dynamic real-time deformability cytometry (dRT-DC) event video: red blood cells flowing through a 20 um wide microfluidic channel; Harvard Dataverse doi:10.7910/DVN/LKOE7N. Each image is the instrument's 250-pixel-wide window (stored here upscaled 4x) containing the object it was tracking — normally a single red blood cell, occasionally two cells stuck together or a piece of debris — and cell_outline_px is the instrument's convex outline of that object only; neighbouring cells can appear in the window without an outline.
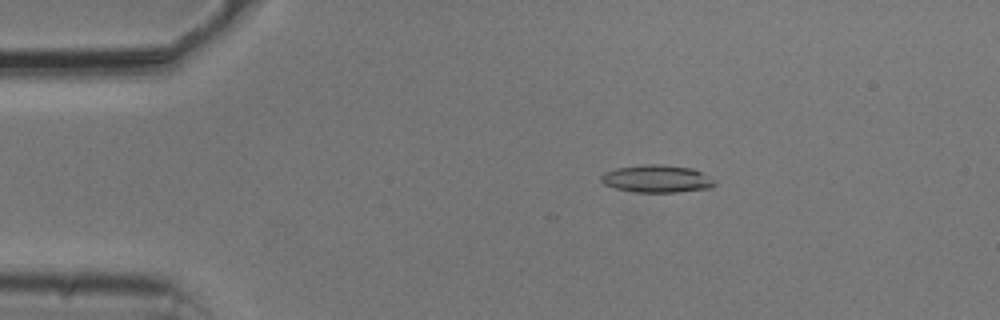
{"species": "common noctule bat (a hibernating species)", "species_latin": "Nyctalus noctula", "temperature_condition": "cold", "stored_images_in_passage": 26, "camera_frame_rate_fps": 3000, "um_per_image_px": 0.085, "animal": {"sex": "male", "body_mass_g": 20.5, "forearm_length_mm": 52.5}, "frame": {"image": 1, "passage_image": 10, "time_ms": 3.0, "image_size_px": [1000, 320], "cell_outline_px": [[716, 184], [712, 188], [676, 192], [636, 192], [616, 188], [604, 184], [600, 180], [600, 176], [604, 172], [616, 168], [640, 164], [660, 164], [692, 168], [716, 180]], "centroid_in_image_um": [55.83, 15.19], "position_along_channel_um": 29.2, "area_um2": 18.32}}
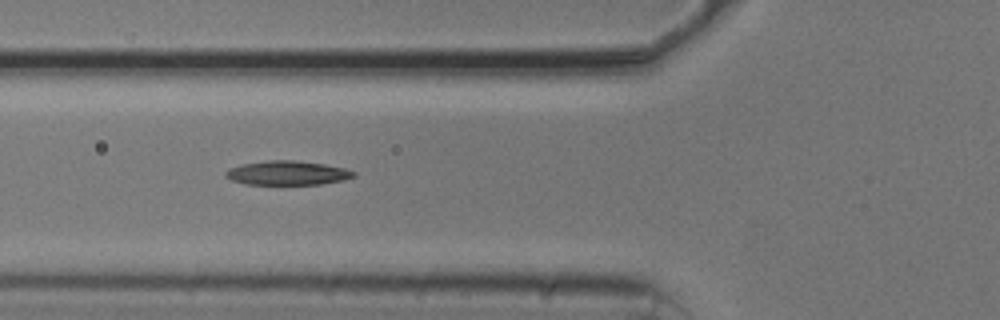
{"frame": {"image": 2, "passage_image": 20, "time_ms": 6.333, "image_size_px": [1000, 320], "cell_outline_px": [[356, 176], [344, 180], [320, 184], [244, 184], [232, 180], [224, 176], [224, 172], [228, 168], [240, 164], [268, 160], [292, 160], [324, 164], [344, 168], [356, 172]], "centroid_in_image_um": [24.39, 14.7], "position_along_channel_um": 101.4, "area_um2": 18.09}}
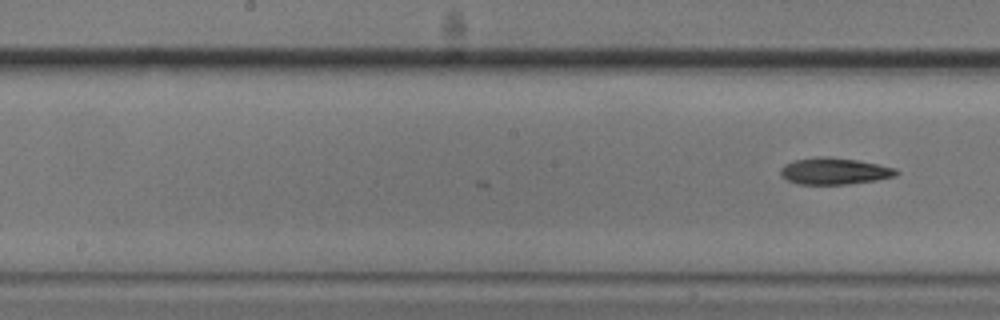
{"frame": {"image": 3, "passage_image": 26, "time_ms": 8.333, "image_size_px": [1000, 320], "cell_outline_px": [[900, 172], [896, 176], [876, 180], [844, 184], [796, 184], [780, 176], [780, 168], [784, 164], [796, 160], [820, 156], [828, 156], [856, 160], [896, 168]], "centroid_in_image_um": [70.9, 14.54], "position_along_channel_um": 177.3, "area_um2": 17.92}}